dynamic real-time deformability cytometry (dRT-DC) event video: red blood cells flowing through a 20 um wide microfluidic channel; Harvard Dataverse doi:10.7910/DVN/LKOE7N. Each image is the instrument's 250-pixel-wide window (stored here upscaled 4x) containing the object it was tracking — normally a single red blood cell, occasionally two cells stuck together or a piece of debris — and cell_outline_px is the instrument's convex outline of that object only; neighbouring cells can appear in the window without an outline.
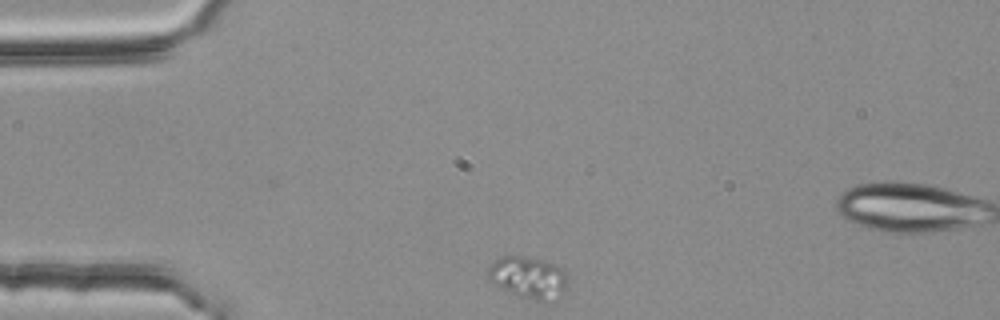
{"species": "common noctule bat (a hibernating species)", "species_latin": "Nyctalus noctula", "temperature_condition": "room temperature", "stored_images_in_passage": 36, "camera_frame_rate_fps": 3000, "um_per_image_px": 0.085, "animal": {"sex": "female", "body_mass_g": 25.1}, "frame": {"image": 1, "passage_image": 1, "time_ms": 0.0, "image_size_px": [1000, 320], "cell_outline_px": [[568, 284], [556, 300], [552, 304], [516, 296], [508, 292], [488, 280], [484, 276], [484, 272], [500, 256], [524, 256], [544, 260], [556, 264], [568, 276]], "centroid_in_image_um": [44.9, 23.61], "position_along_channel_um": 40.1, "area_um2": 20.11}}
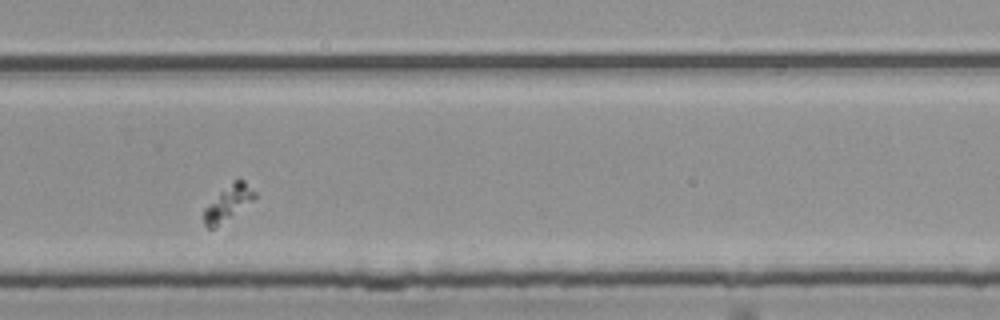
{"frame": {"image": 2, "passage_image": 26, "time_ms": 8.333, "image_size_px": [1000, 320], "cell_outline_px": [[256, 196], [252, 200], [216, 228], [208, 228], [204, 224], [204, 208], [232, 180], [244, 180], [256, 192]], "centroid_in_image_um": [19.38, 17.25], "position_along_channel_um": 310.4, "area_um2": 10.12}}
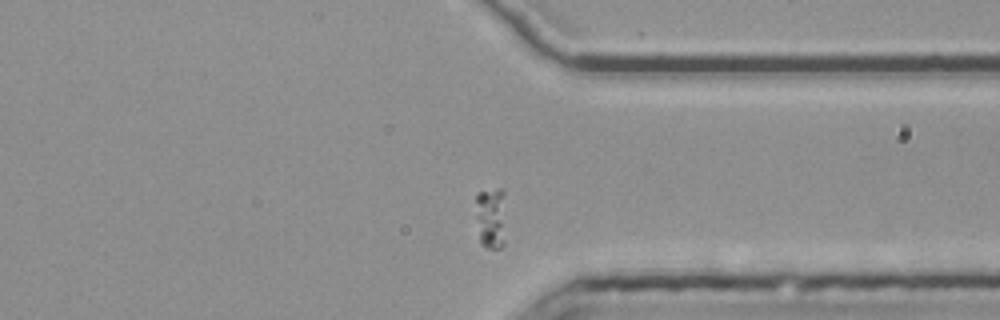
{"frame": {"image": 3, "passage_image": 31, "time_ms": 10.0, "image_size_px": [1000, 320], "cell_outline_px": [[504, 244], [500, 248], [488, 248], [480, 244], [476, 216], [476, 196], [480, 192], [500, 188], [504, 192]], "centroid_in_image_um": [41.72, 18.53], "position_along_channel_um": 369.7, "area_um2": 10.92}}